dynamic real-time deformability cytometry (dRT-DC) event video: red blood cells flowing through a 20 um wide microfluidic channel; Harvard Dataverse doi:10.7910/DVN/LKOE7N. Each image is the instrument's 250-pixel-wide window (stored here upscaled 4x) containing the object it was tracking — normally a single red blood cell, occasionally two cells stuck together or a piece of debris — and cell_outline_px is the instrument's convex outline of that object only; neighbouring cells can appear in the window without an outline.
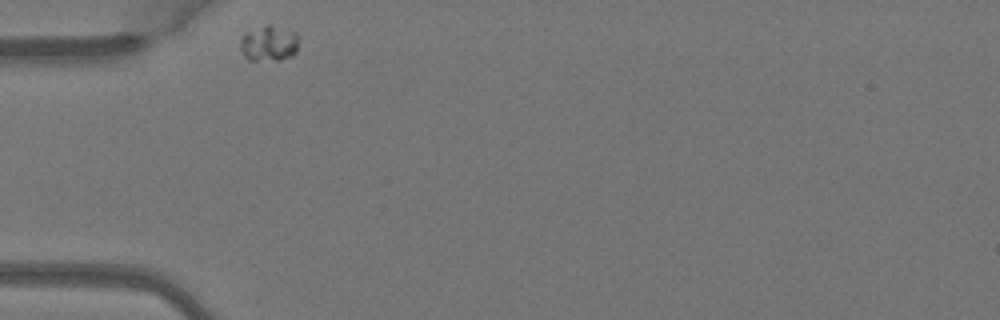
{"species": "Egyptian fruit bat (a non-hibernating species)", "species_latin": "Rousettus aegyptiacus", "temperature_condition": "warm", "stored_images_in_passage": 5, "segment_of_instrument_passage": [2, 2], "camera_frame_rate_fps": 3000, "um_per_image_px": 0.085, "animal": {"sex": "female"}, "frame": {"image": 1, "passage_image": 4, "time_ms": 1.0, "image_size_px": [1000, 320], "cell_outline_px": [[300, 36], [296, 52], [292, 56], [280, 60], [248, 60], [244, 56], [240, 48], [240, 40], [244, 32], [264, 24], [272, 24], [296, 32]], "centroid_in_image_um": [22.87, 3.66], "position_along_channel_um": 62.1, "area_um2": 12.6}}